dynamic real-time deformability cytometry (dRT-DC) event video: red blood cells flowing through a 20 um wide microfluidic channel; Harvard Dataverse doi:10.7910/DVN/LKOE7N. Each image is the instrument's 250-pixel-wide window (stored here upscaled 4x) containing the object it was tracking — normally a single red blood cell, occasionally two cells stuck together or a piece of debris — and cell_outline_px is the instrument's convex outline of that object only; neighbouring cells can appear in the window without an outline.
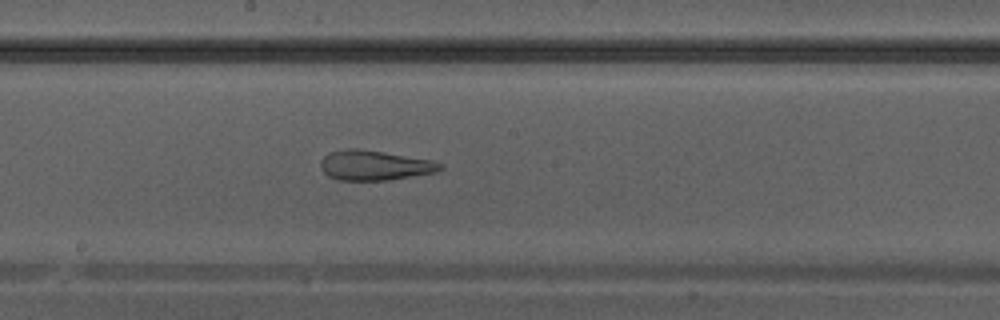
{"species": "Egyptian fruit bat (a non-hibernating species)", "species_latin": "Rousettus aegyptiacus", "temperature_condition": "warm", "stored_images_in_passage": 35, "camera_frame_rate_fps": 3000, "um_per_image_px": 0.085, "animal": {"sex": "male"}, "frame": {"image": 1, "passage_image": 16, "time_ms": 5.0, "image_size_px": [1000, 320], "cell_outline_px": [[444, 168], [436, 172], [388, 180], [336, 180], [328, 176], [320, 168], [320, 160], [328, 152], [344, 148], [356, 148], [384, 152], [432, 160], [444, 164]], "centroid_in_image_um": [31.81, 14.05], "position_along_channel_um": 216.4, "area_um2": 21.04}}